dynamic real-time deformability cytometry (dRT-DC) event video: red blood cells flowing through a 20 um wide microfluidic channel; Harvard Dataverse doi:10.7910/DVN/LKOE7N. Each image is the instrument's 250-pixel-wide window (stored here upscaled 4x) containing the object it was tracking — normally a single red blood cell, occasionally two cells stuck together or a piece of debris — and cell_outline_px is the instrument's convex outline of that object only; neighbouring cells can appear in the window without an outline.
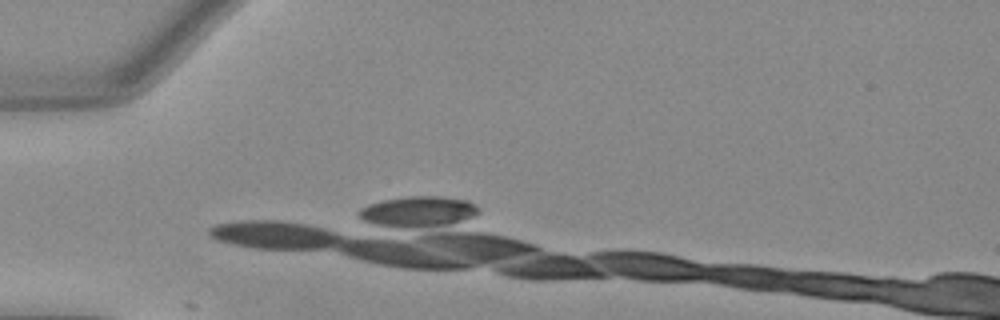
{"species": "Egyptian fruit bat (a non-hibernating species)", "species_latin": "Rousettus aegyptiacus", "temperature_condition": "warm", "stored_images_in_passage": 8, "camera_frame_rate_fps": 3000, "um_per_image_px": 0.085, "animal": {"sex": "female"}, "frame": {"image": 1, "passage_image": 1, "time_ms": 0.0, "image_size_px": [1000, 320], "cell_outline_px": [[160, 80], [144, 92], [136, 96], [116, 104], [92, 108], [12, 108], [16, 104], [140, 72], [160, 76]], "centroid_in_image_um": [8.22, 7.95], "position_along_channel_um": 76.8, "area_um2": 18.03}}